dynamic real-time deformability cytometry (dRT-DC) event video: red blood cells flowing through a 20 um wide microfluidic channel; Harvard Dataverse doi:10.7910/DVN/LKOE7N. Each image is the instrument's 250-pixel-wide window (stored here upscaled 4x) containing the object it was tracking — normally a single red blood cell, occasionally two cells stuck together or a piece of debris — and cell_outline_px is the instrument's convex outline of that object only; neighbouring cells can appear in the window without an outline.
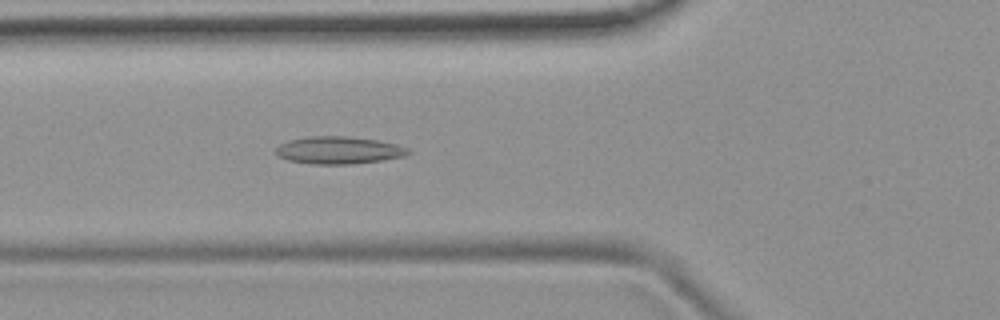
{"species": "common noctule bat (a hibernating species)", "species_latin": "Nyctalus noctula", "temperature_condition": "room temperature", "stored_images_in_passage": 51, "camera_frame_rate_fps": 3000, "um_per_image_px": 0.085, "animal": {"sex": "female", "body_mass_g": 19.9}, "frame": {"image": 1, "passage_image": 18, "time_ms": 5.667, "image_size_px": [1000, 320], "cell_outline_px": [[412, 152], [404, 156], [380, 160], [352, 164], [312, 164], [288, 160], [280, 156], [276, 152], [276, 148], [280, 144], [288, 140], [308, 136], [348, 136], [380, 140], [396, 144], [408, 148]], "centroid_in_image_um": [28.8, 12.76], "position_along_channel_um": 97.0, "area_um2": 21.15}}
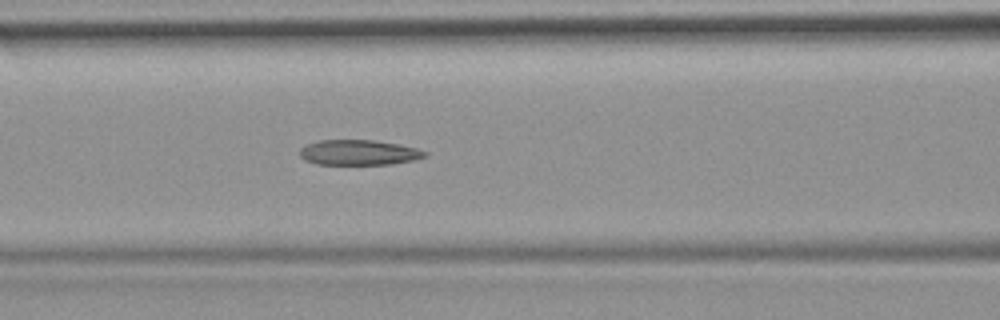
{"frame": {"image": 2, "passage_image": 21, "time_ms": 6.667, "image_size_px": [1000, 320], "cell_outline_px": [[428, 156], [412, 160], [392, 164], [316, 164], [304, 160], [300, 156], [300, 148], [308, 144], [320, 140], [372, 140], [396, 144], [416, 148], [428, 152]], "centroid_in_image_um": [30.49, 12.97], "position_along_channel_um": 136.1, "area_um2": 18.26}}
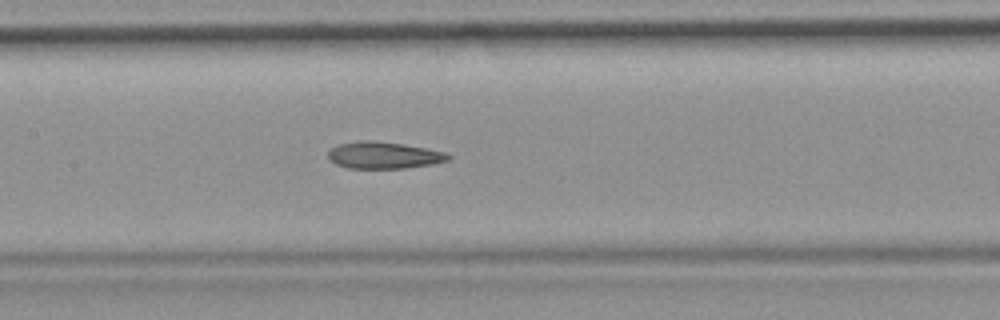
{"frame": {"image": 3, "passage_image": 24, "time_ms": 7.667, "image_size_px": [1000, 320], "cell_outline_px": [[452, 156], [448, 160], [432, 164], [404, 168], [348, 168], [336, 164], [328, 160], [328, 152], [332, 148], [340, 144], [360, 140], [372, 140], [404, 144], [444, 152]], "centroid_in_image_um": [32.59, 13.19], "position_along_channel_um": 174.8, "area_um2": 18.67}, "authors_computed_cell_mechanics": {"area_um2": 19.7098, "velocity_mm_per_s": 3.8737, "shape_relaxation_time_tau1_ms": null, "shape_relaxation_time_tau2_ms": 5.7712, "deformation_change_tau1": null, "deformation_change_tau2": 0.1526}}